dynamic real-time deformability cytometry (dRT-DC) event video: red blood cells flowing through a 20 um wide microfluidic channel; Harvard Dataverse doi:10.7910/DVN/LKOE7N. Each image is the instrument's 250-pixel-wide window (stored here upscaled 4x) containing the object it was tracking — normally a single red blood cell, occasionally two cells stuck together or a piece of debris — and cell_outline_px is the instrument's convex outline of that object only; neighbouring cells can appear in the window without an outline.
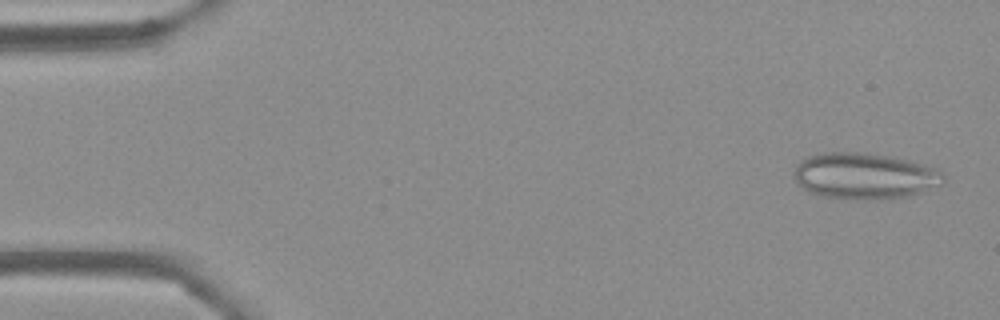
{"species": "Egyptian fruit bat (a non-hibernating species)", "species_latin": "Rousettus aegyptiacus", "temperature_condition": "cold", "stored_images_in_passage": 5, "camera_frame_rate_fps": 3000, "um_per_image_px": 0.085, "frame": {"image": 1, "passage_image": 1, "time_ms": 0.0, "image_size_px": [1000, 320], "cell_outline_px": [[944, 180], [940, 184], [920, 192], [908, 196], [868, 200], [820, 196], [808, 192], [796, 180], [792, 172], [796, 164], [800, 160], [808, 156], [824, 152], [864, 152], [892, 156], [924, 164], [936, 168], [944, 172]], "centroid_in_image_um": [73.46, 14.94], "position_along_channel_um": 11.5, "area_um2": 40.4}}